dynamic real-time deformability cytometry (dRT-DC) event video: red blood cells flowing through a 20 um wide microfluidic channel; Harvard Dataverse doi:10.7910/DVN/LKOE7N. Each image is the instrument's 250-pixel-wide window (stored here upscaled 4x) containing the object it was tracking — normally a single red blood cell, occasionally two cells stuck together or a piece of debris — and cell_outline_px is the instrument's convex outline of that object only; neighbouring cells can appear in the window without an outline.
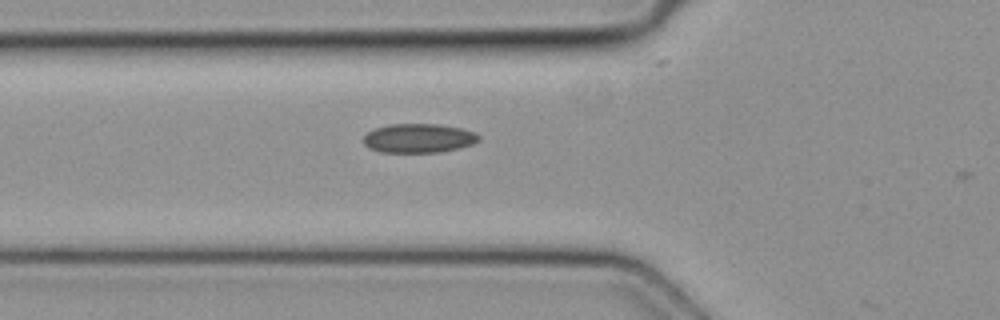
{"species": "common noctule bat (a hibernating species)", "species_latin": "Nyctalus noctula", "temperature_condition": "cold", "stored_images_in_passage": 3, "camera_frame_rate_fps": 3000, "um_per_image_px": 0.085, "animal": {"sex": "female", "body_mass_g": 19.3, "forearm_length_mm": 54.1}, "frame": {"image": 1, "passage_image": 3, "time_ms": 0.667, "image_size_px": [1000, 320], "cell_outline_px": [[480, 140], [472, 144], [456, 148], [436, 152], [380, 152], [368, 148], [364, 144], [364, 136], [372, 128], [388, 124], [440, 124], [460, 128], [476, 132], [480, 136]], "centroid_in_image_um": [35.55, 11.73], "position_along_channel_um": 90.2, "area_um2": 19.59}}